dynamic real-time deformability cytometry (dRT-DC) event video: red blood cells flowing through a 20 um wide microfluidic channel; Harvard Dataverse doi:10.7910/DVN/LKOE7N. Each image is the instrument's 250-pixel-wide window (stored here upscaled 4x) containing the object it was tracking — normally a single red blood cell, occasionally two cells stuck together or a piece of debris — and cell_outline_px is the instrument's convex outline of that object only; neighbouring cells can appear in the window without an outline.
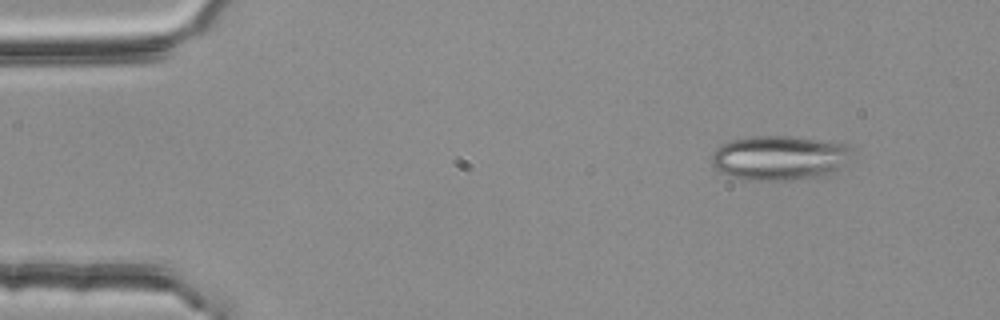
{"species": "common noctule bat (a hibernating species)", "species_latin": "Nyctalus noctula", "temperature_condition": "room temperature", "stored_images_in_passage": 11, "camera_frame_rate_fps": 3000, "um_per_image_px": 0.085, "animal": {"sex": "female", "body_mass_g": 25.1}, "frame": {"image": 1, "passage_image": 1, "time_ms": 0.0, "image_size_px": [1000, 320], "cell_outline_px": [[856, 152], [832, 176], [780, 180], [748, 180], [732, 176], [720, 172], [712, 164], [712, 152], [716, 148], [732, 140], [748, 136], [792, 136], [852, 144], [856, 148]], "centroid_in_image_um": [66.37, 13.41], "position_along_channel_um": 18.6, "area_um2": 37.22}}